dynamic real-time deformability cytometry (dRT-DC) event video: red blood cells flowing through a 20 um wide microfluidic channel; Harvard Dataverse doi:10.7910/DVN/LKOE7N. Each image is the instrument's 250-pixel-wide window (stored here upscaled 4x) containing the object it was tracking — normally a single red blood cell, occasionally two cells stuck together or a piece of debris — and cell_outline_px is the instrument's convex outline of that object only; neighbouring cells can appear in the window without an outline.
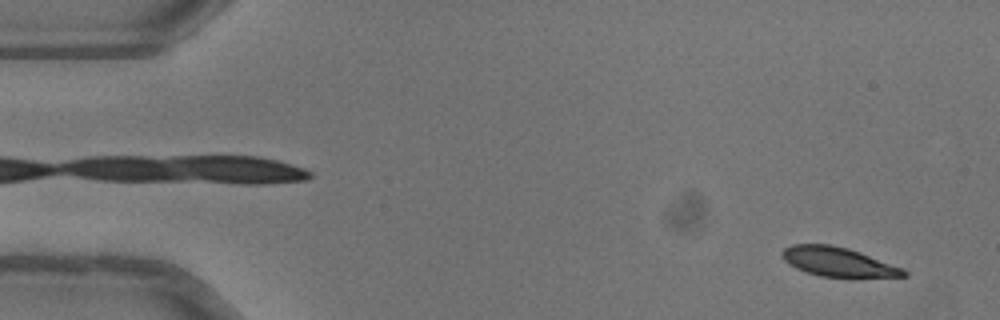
{"species": "common noctule bat (a hibernating species)", "species_latin": "Nyctalus noctula", "temperature_condition": "warm", "stored_images_in_passage": 51, "camera_frame_rate_fps": 3000, "um_per_image_px": 0.085, "animal": {"sex": "female"}, "frame": {"image": 1, "passage_image": 3, "time_ms": 0.667, "image_size_px": [1000, 320], "cell_outline_px": [[908, 276], [820, 276], [796, 268], [788, 264], [780, 256], [780, 252], [784, 248], [792, 244], [832, 244], [848, 248], [860, 252], [904, 268], [908, 272]], "centroid_in_image_um": [71.19, 22.23], "position_along_channel_um": 13.8, "area_um2": 20.52}}
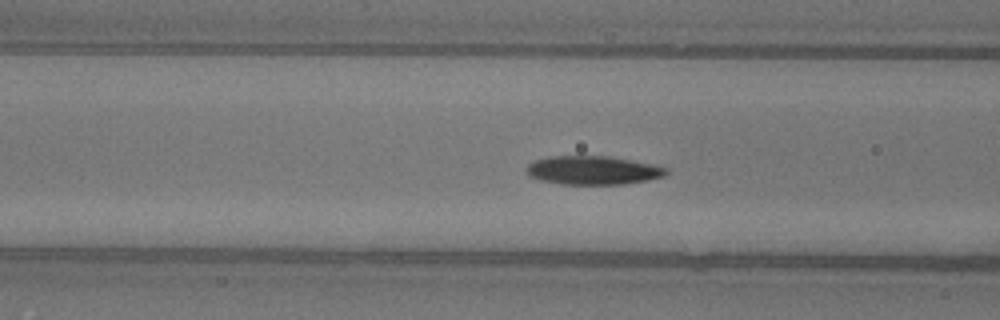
{"frame": {"image": 2, "passage_image": 20, "time_ms": 6.333, "image_size_px": [1000, 320], "cell_outline_px": [[668, 172], [664, 176], [648, 180], [624, 184], [560, 184], [540, 180], [528, 176], [528, 164], [536, 160], [552, 156], [608, 156], [652, 164], [668, 168]], "centroid_in_image_um": [50.42, 14.48], "position_along_channel_um": 116.2, "area_um2": 23.18}}
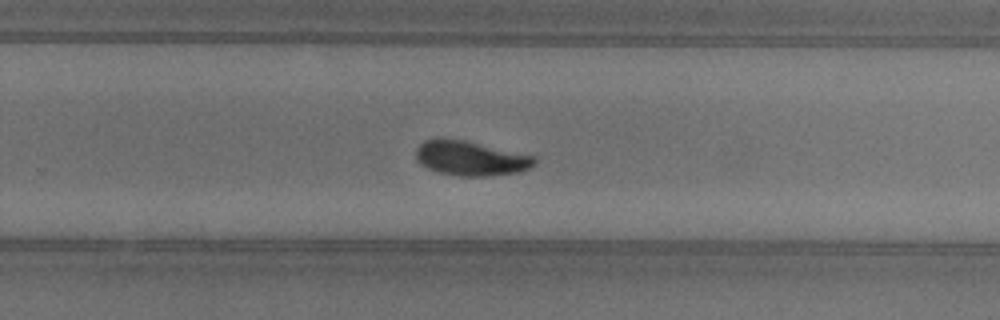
{"frame": {"image": 3, "passage_image": 33, "time_ms": 10.667, "image_size_px": [1000, 320], "cell_outline_px": [[536, 164], [532, 168], [520, 172], [484, 176], [460, 176], [440, 172], [428, 168], [420, 164], [416, 160], [416, 148], [424, 140], [464, 140], [536, 156]], "centroid_in_image_um": [40.06, 13.47], "position_along_channel_um": 289.7, "area_um2": 23.7}, "authors_computed_cell_mechanics": {"area_um2": 22.6576, "velocity_mm_per_s": 4.0232, "shape_relaxation_time_tau1_ms": 3.1636, "shape_relaxation_time_tau2_ms": 8.4589, "deformation_change_tau1": 0.1339, "deformation_change_tau2": 0.1211}}